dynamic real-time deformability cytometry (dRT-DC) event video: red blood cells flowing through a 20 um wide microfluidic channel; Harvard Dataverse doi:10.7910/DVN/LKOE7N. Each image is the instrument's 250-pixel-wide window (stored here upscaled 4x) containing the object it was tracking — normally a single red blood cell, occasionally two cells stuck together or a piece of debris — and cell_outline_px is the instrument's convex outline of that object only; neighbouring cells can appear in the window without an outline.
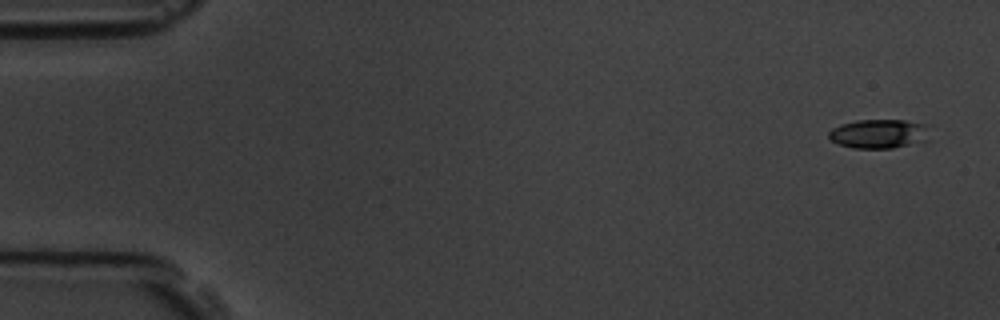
{"species": "common noctule bat (a hibernating species)", "species_latin": "Nyctalus noctula", "temperature_condition": "room temperature", "stored_images_in_passage": 3, "camera_frame_rate_fps": 3000, "um_per_image_px": 0.085, "animal": {"sex": "male", "body_mass_g": 19.5, "forearm_length_mm": 54.6}, "frame": {"image": 1, "passage_image": 1, "time_ms": 0.0, "image_size_px": [1000, 320], "cell_outline_px": [[928, 140], [892, 148], [852, 148], [840, 144], [832, 140], [828, 136], [828, 132], [832, 128], [840, 124], [856, 120], [904, 120], [924, 124]], "centroid_in_image_um": [74.65, 11.37], "position_along_channel_um": 10.4, "area_um2": 16.88}}